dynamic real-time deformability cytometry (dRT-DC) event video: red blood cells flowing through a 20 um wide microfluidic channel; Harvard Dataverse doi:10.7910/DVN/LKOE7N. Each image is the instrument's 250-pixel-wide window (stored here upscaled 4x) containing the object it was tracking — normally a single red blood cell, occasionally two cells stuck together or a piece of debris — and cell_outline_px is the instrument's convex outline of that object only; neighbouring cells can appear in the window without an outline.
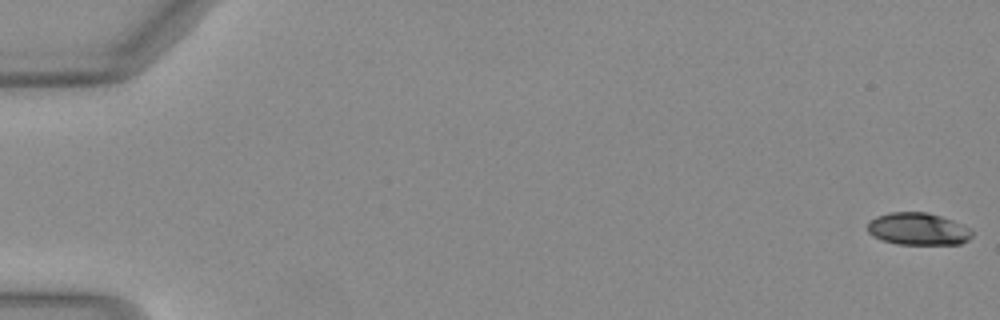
{"species": "Egyptian fruit bat (a non-hibernating species)", "species_latin": "Rousettus aegyptiacus", "temperature_condition": "warm", "stored_images_in_passage": 14, "camera_frame_rate_fps": 3000, "um_per_image_px": 0.085, "animal": {"sex": "female"}, "frame": {"image": 1, "passage_image": 1, "time_ms": 0.0, "image_size_px": [1000, 320], "cell_outline_px": [[972, 236], [968, 240], [960, 244], [896, 244], [872, 236], [868, 232], [868, 220], [876, 216], [888, 212], [928, 212], [952, 220], [972, 228]], "centroid_in_image_um": [78.03, 19.45], "position_along_channel_um": 7.0, "area_um2": 19.83}}